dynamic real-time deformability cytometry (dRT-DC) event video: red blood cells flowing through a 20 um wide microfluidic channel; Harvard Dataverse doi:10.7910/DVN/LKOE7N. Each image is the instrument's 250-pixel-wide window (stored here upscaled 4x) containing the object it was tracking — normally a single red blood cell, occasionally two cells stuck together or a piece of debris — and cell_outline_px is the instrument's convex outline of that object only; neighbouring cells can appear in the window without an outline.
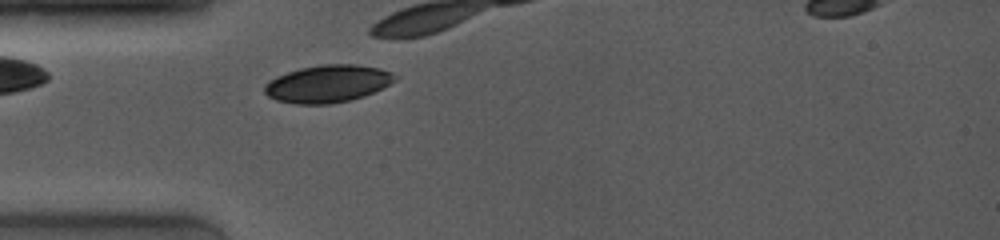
{"species": "common noctule bat (a hibernating species)", "species_latin": "Nyctalus noctula", "temperature_condition": "room temperature", "stored_images_in_passage": 10, "camera_frame_rate_fps": 4000, "um_per_image_px": 0.085, "animal": {"sex": "female", "body_mass_g": 19.0, "forearm_length_mm": 53.3}, "frame": {"image": 1, "passage_image": 1, "time_ms": 0.0, "image_size_px": [1000, 240], "cell_outline_px": [[400, 76], [396, 80], [364, 96], [352, 100], [332, 104], [296, 104], [276, 100], [268, 96], [264, 92], [264, 84], [268, 80], [276, 76], [300, 68], [320, 64], [356, 64], [380, 68], [392, 72]], "centroid_in_image_um": [27.85, 7.11], "position_along_channel_um": 57.2, "area_um2": 28.67}}